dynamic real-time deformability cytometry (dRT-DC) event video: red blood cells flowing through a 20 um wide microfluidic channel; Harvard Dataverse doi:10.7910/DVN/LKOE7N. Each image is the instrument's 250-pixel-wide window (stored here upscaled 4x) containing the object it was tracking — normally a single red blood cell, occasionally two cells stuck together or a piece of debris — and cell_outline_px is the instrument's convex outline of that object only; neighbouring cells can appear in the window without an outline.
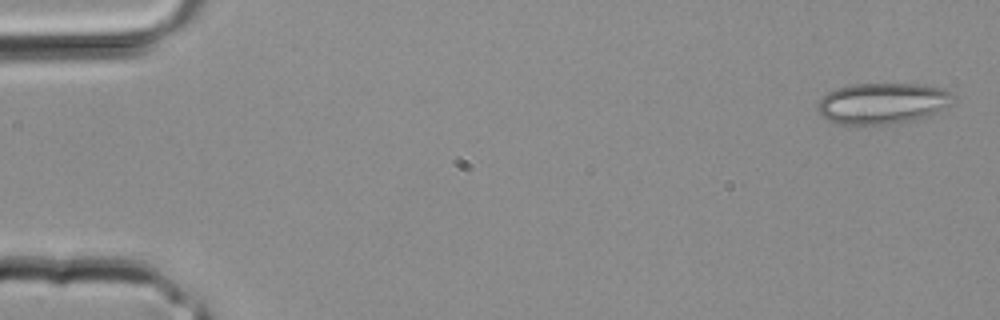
{"species": "common noctule bat (a hibernating species)", "species_latin": "Nyctalus noctula", "temperature_condition": "room temperature", "stored_images_in_passage": 3, "camera_frame_rate_fps": 3000, "um_per_image_px": 0.085, "animal": {"sex": "male", "body_mass_g": 20.4}, "frame": {"image": 1, "passage_image": 1, "time_ms": 0.0, "image_size_px": [1000, 320], "cell_outline_px": [[956, 96], [948, 104], [936, 112], [928, 116], [912, 120], [888, 124], [840, 124], [828, 120], [820, 116], [816, 112], [816, 104], [828, 92], [836, 88], [852, 84], [920, 84], [944, 88], [952, 92]], "centroid_in_image_um": [74.98, 8.77], "position_along_channel_um": 10.0, "area_um2": 32.48}}